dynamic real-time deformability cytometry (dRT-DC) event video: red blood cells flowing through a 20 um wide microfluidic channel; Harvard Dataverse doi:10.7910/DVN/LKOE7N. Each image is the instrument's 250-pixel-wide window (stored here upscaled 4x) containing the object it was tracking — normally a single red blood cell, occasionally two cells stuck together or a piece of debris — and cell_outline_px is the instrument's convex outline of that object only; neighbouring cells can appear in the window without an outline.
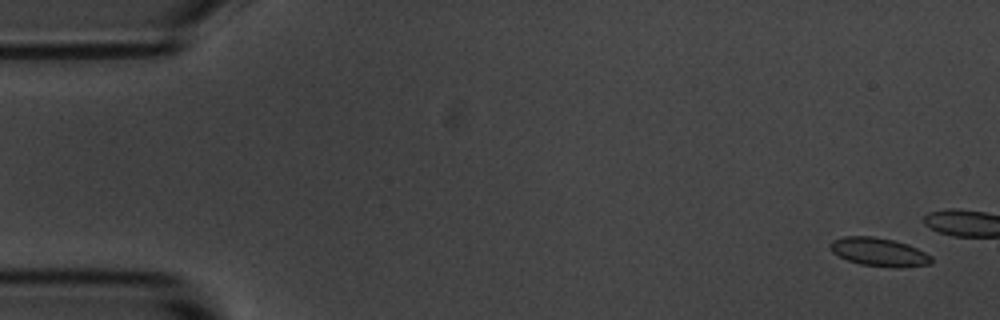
{"species": "common noctule bat (a hibernating species)", "species_latin": "Nyctalus noctula", "temperature_condition": "room temperature", "stored_images_in_passage": 6, "camera_frame_rate_fps": 3000, "um_per_image_px": 0.085, "animal": {"sex": "male", "body_mass_g": 20.1, "forearm_length_mm": 53.5}, "frame": {"image": 1, "passage_image": 1, "time_ms": 0.0, "image_size_px": [1000, 320], "cell_outline_px": [[932, 264], [900, 268], [896, 268], [860, 264], [848, 260], [832, 252], [828, 244], [832, 240], [844, 236], [872, 236], [892, 240], [908, 244], [932, 256]], "centroid_in_image_um": [74.72, 21.42], "position_along_channel_um": 10.3, "area_um2": 16.82}}
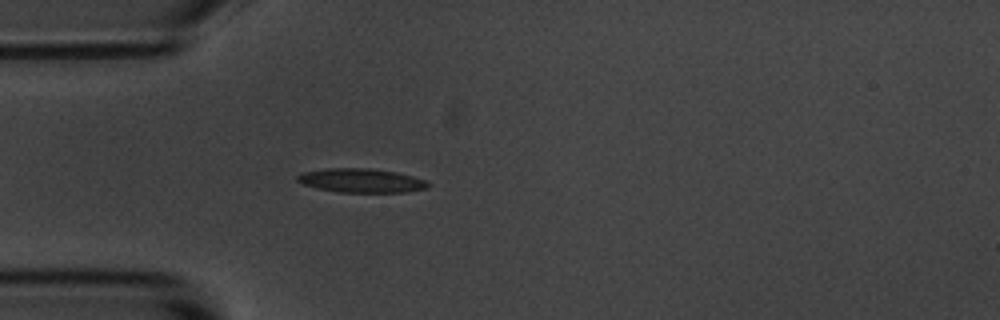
{"frame": {"image": 2, "passage_image": 6, "time_ms": 5.667, "image_size_px": [1000, 320], "cell_outline_px": [[432, 184], [428, 188], [404, 192], [336, 192], [316, 188], [304, 184], [296, 180], [296, 176], [304, 172], [328, 168], [368, 168], [396, 172], [428, 180]], "centroid_in_image_um": [30.74, 15.35], "position_along_channel_um": 54.3, "area_um2": 18.32}}